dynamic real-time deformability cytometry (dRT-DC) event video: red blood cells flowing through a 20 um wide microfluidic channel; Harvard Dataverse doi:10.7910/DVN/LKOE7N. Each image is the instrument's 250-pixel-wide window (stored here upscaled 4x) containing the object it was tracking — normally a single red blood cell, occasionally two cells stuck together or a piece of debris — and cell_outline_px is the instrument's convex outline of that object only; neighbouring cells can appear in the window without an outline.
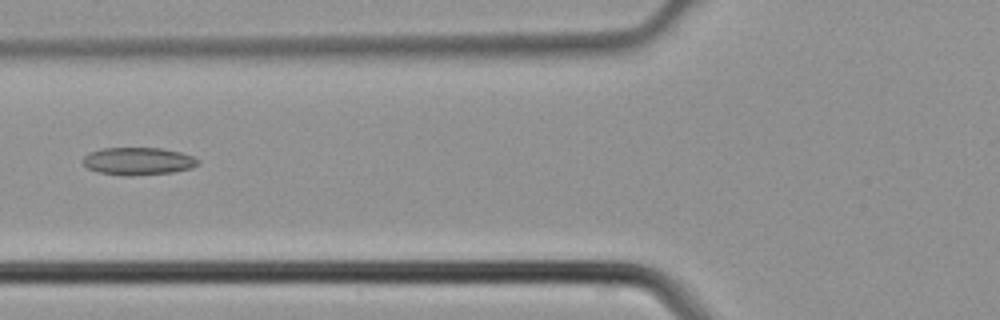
{"species": "common noctule bat (a hibernating species)", "species_latin": "Nyctalus noctula", "temperature_condition": "cold", "stored_images_in_passage": 5, "camera_frame_rate_fps": 3000, "um_per_image_px": 0.085, "animal": {"sex": "male", "body_mass_g": 21.5, "forearm_length_mm": 52.0}, "frame": {"image": 1, "passage_image": 5, "time_ms": 1.333, "image_size_px": [1000, 320], "cell_outline_px": [[200, 160], [192, 168], [172, 172], [132, 176], [120, 176], [96, 172], [88, 168], [84, 164], [84, 156], [92, 152], [104, 148], [160, 148], [180, 152], [192, 156]], "centroid_in_image_um": [11.73, 13.71], "position_along_channel_um": 114.1, "area_um2": 18.44}}